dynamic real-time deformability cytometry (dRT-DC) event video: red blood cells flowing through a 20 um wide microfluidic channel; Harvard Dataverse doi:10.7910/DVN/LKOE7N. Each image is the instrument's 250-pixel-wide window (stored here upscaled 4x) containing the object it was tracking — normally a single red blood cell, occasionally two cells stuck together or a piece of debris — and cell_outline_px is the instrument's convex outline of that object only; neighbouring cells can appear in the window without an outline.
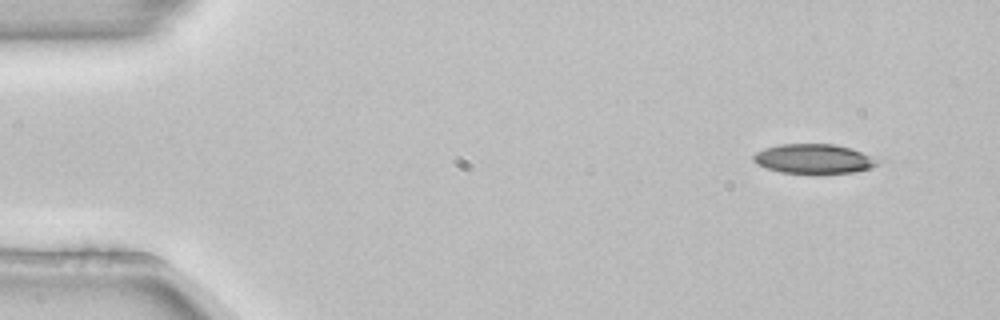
{"species": "common noctule bat (a hibernating species)", "species_latin": "Nyctalus noctula", "temperature_condition": "room temperature", "stored_images_in_passage": 3, "camera_frame_rate_fps": 3000, "um_per_image_px": 0.085, "animal": {"sex": "female", "body_mass_g": 22.7, "forearm_length_mm": 54.2}, "frame": {"image": 1, "passage_image": 1, "time_ms": 0.0, "image_size_px": [1000, 320], "cell_outline_px": [[884, 160], [880, 164], [872, 168], [856, 172], [820, 176], [780, 172], [756, 164], [752, 160], [752, 156], [756, 152], [764, 148], [780, 144], [836, 144], [884, 156]], "centroid_in_image_um": [69.36, 13.53], "position_along_channel_um": 15.6, "area_um2": 23.0}}